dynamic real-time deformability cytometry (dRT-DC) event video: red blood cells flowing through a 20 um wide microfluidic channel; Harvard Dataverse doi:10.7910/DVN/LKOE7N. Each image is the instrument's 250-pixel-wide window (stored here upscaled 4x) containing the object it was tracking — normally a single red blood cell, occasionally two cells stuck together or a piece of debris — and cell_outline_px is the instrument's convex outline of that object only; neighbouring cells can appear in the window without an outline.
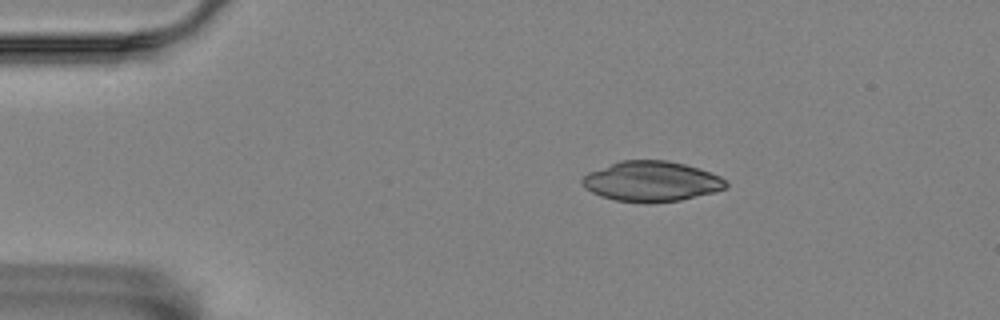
{"species": "Egyptian fruit bat (a non-hibernating species)", "species_latin": "Rousettus aegyptiacus", "temperature_condition": "room temperature", "stored_images_in_passage": 7, "camera_frame_rate_fps": 3000, "um_per_image_px": 0.085, "animal": {"sex": "female"}, "frame": {"image": 1, "passage_image": 1, "time_ms": 0.0, "image_size_px": [1000, 320], "cell_outline_px": [[728, 188], [716, 192], [680, 200], [648, 204], [616, 200], [600, 196], [584, 188], [580, 184], [580, 180], [588, 172], [620, 160], [668, 160], [700, 168], [720, 176], [728, 184]], "centroid_in_image_um": [55.37, 15.42], "position_along_channel_um": 29.6, "area_um2": 34.1}}
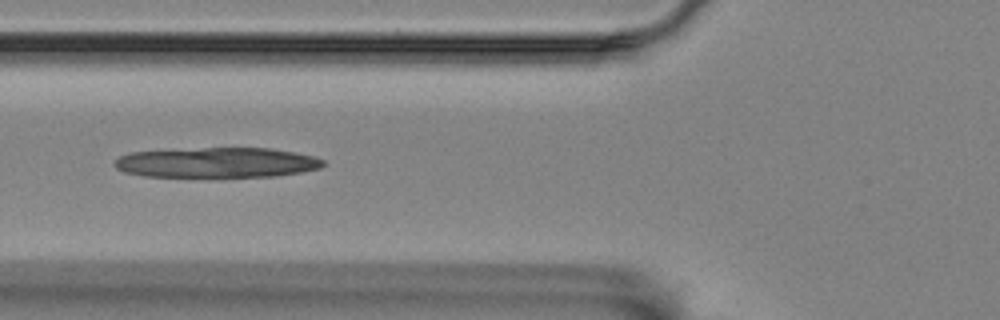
{"frame": {"image": 2, "passage_image": 4, "time_ms": 1.0, "image_size_px": [1000, 320], "cell_outline_px": [[324, 164], [320, 168], [300, 172], [276, 176], [144, 176], [124, 172], [116, 168], [112, 164], [120, 156], [128, 152], [204, 148], [268, 148], [316, 156], [324, 160]], "centroid_in_image_um": [18.42, 13.81], "position_along_channel_um": 107.4, "area_um2": 36.36}}